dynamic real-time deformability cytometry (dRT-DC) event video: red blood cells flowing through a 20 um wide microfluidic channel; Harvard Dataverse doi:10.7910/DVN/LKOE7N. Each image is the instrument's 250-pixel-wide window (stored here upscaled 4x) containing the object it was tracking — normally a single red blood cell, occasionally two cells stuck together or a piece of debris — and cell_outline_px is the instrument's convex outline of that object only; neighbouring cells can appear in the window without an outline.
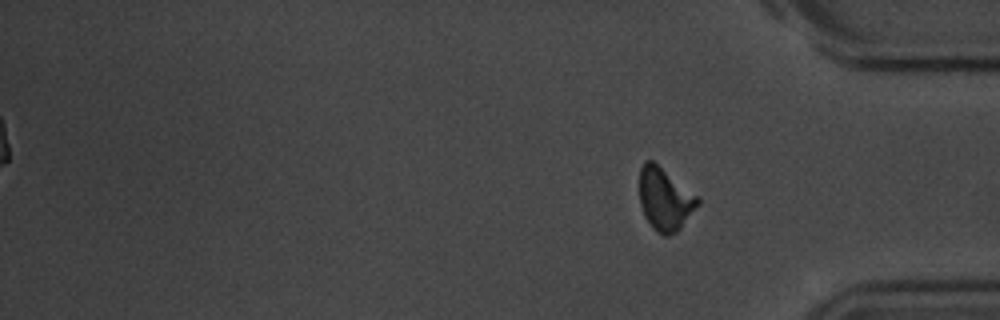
{"species": "common noctule bat (a hibernating species)", "species_latin": "Nyctalus noctula", "temperature_condition": "room temperature", "stored_images_in_passage": 16, "camera_frame_rate_fps": 3000, "um_per_image_px": 0.085, "animal": {"sex": "male", "body_mass_g": 20.1, "forearm_length_mm": 53.5}, "frame": {"image": 1, "passage_image": 16, "time_ms": 18.667, "image_size_px": [1000, 320], "cell_outline_px": [[700, 204], [680, 228], [676, 232], [668, 236], [664, 236], [656, 232], [652, 228], [644, 216], [640, 204], [640, 168], [644, 160], [652, 160], [700, 196]], "centroid_in_image_um": [56.53, 16.93], "position_along_channel_um": 378.7, "area_um2": 21.56}, "authors_computed_cell_mechanics": {"area_um2": 27.2527, "velocity_mm_per_s": 3.6109, "shape_relaxation_time_tau1_ms": 6.7166, "shape_relaxation_time_tau2_ms": null, "deformation_change_tau1": 0.1667, "deformation_change_tau2": null}}